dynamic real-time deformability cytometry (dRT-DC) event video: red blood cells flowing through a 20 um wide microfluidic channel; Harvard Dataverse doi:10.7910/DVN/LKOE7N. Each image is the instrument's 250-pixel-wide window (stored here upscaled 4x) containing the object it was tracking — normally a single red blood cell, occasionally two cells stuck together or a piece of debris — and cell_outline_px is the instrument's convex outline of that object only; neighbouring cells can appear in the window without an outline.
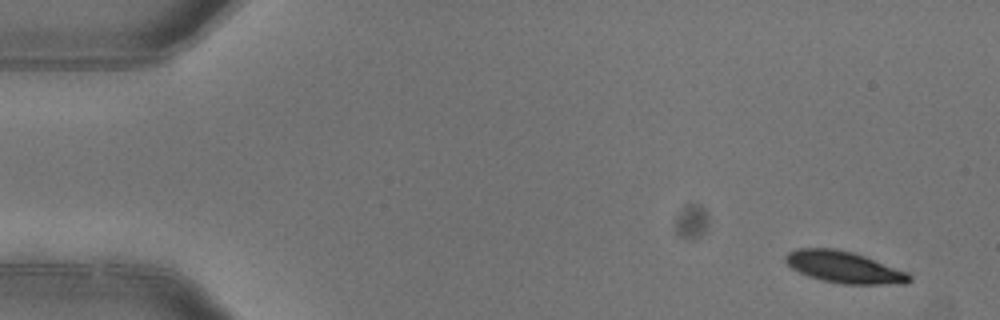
{"species": "common noctule bat (a hibernating species)", "species_latin": "Nyctalus noctula", "temperature_condition": "warm", "stored_images_in_passage": 4, "camera_frame_rate_fps": 3000, "um_per_image_px": 0.085, "animal": {"sex": "female"}, "frame": {"image": 1, "passage_image": 1, "time_ms": 0.0, "image_size_px": [1000, 320], "cell_outline_px": [[912, 280], [904, 284], [844, 284], [824, 280], [808, 276], [792, 268], [784, 260], [784, 256], [788, 252], [796, 248], [836, 248], [852, 252], [864, 256], [908, 272], [912, 276]], "centroid_in_image_um": [71.75, 22.7], "position_along_channel_um": 13.2, "area_um2": 22.77}}